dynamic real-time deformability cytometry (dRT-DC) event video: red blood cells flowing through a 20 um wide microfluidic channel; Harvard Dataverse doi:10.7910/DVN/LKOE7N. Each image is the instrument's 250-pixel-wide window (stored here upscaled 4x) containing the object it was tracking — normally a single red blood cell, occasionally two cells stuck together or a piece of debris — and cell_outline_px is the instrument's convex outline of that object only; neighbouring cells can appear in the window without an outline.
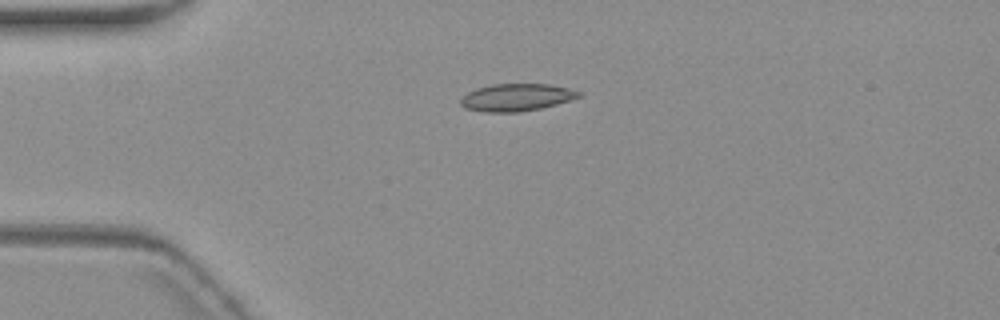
{"species": "common noctule bat (a hibernating species)", "species_latin": "Nyctalus noctula", "temperature_condition": "warm", "stored_images_in_passage": 10, "camera_frame_rate_fps": 3000, "um_per_image_px": 0.085, "animal": {"sex": "female", "body_mass_g": 19.3, "forearm_length_mm": 54.1}, "frame": {"image": 1, "passage_image": 4, "time_ms": 4.333, "image_size_px": [1000, 320], "cell_outline_px": [[580, 96], [556, 104], [540, 108], [520, 112], [484, 112], [464, 108], [460, 104], [460, 100], [468, 92], [476, 88], [492, 84], [552, 84], [568, 88], [580, 92]], "centroid_in_image_um": [43.86, 8.27], "position_along_channel_um": 41.1, "area_um2": 18.73}}
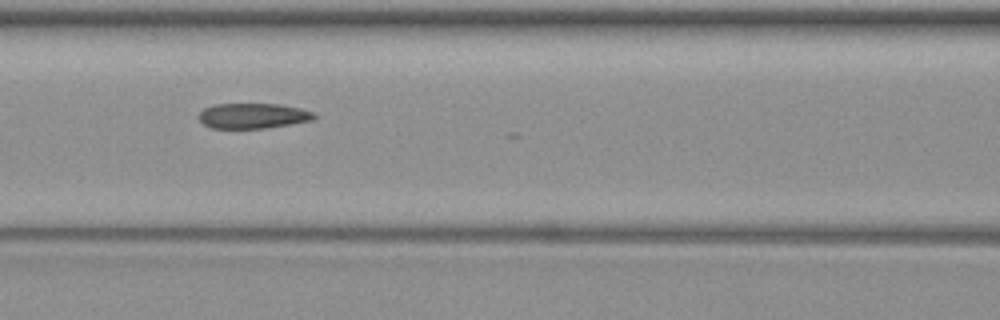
{"frame": {"image": 2, "passage_image": 7, "time_ms": 8.0, "image_size_px": [1000, 320], "cell_outline_px": [[316, 116], [312, 120], [292, 124], [264, 128], [212, 128], [204, 124], [200, 120], [200, 112], [204, 108], [216, 104], [280, 104], [300, 108], [312, 112]], "centroid_in_image_um": [21.51, 9.84], "position_along_channel_um": 145.1, "area_um2": 16.82}}
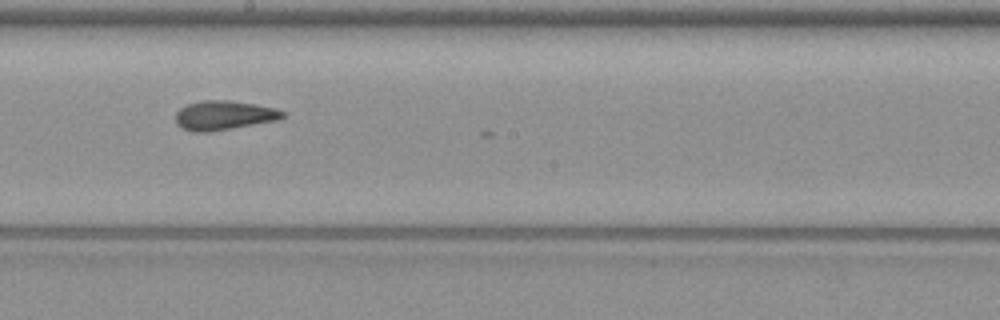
{"frame": {"image": 3, "passage_image": 9, "time_ms": 10.333, "image_size_px": [1000, 320], "cell_outline_px": [[288, 116], [276, 120], [204, 132], [192, 132], [176, 124], [176, 112], [180, 108], [188, 104], [204, 100], [224, 100], [252, 104], [276, 108], [284, 112]], "centroid_in_image_um": [19.02, 9.79], "position_along_channel_um": 229.2, "area_um2": 17.8}}